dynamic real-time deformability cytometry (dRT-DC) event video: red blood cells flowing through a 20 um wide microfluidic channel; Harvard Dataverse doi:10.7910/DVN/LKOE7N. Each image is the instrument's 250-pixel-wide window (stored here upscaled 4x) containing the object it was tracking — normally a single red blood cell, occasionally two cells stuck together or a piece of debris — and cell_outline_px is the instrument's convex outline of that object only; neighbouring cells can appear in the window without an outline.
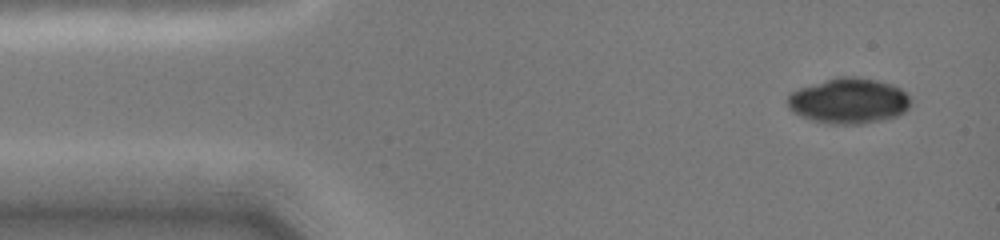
{"species": "common noctule bat (a hibernating species)", "species_latin": "Nyctalus noctula", "temperature_condition": "cold", "stored_images_in_passage": 4, "camera_frame_rate_fps": 3000, "um_per_image_px": 0.085, "animal": {"sex": "female", "body_mass_g": 19.0, "forearm_length_mm": 51.5}, "frame": {"image": 1, "passage_image": 1, "time_ms": 0.0, "image_size_px": [1000, 240], "cell_outline_px": [[912, 104], [904, 112], [896, 116], [880, 120], [860, 124], [828, 124], [812, 120], [792, 112], [788, 108], [788, 96], [792, 92], [800, 88], [840, 76], [856, 76], [876, 80], [892, 84], [900, 88], [912, 100]], "centroid_in_image_um": [72.16, 8.58], "position_along_channel_um": 12.8, "area_um2": 32.54}}